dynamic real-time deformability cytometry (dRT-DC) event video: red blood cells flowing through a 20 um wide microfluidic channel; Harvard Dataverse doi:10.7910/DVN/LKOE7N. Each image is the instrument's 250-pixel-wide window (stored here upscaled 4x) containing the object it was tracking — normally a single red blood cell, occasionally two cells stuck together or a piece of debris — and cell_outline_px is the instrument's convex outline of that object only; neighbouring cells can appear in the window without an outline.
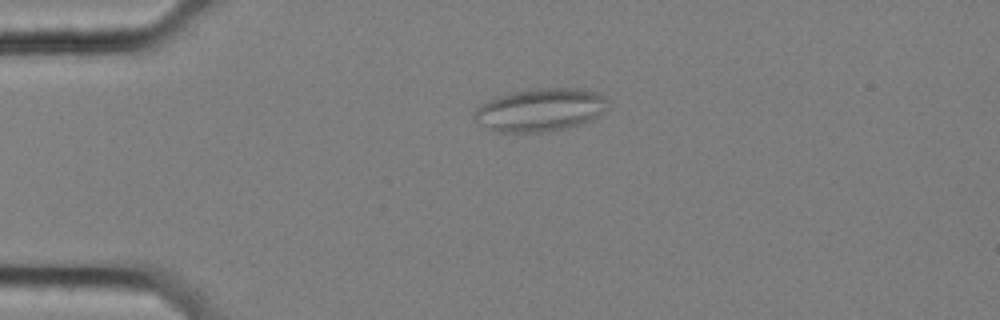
{"species": "common noctule bat (a hibernating species)", "species_latin": "Nyctalus noctula", "temperature_condition": "cold", "stored_images_in_passage": 55, "camera_frame_rate_fps": 3000, "um_per_image_px": 0.085, "animal": {"sex": "female", "body_mass_g": 25.1}, "frame": {"image": 1, "passage_image": 10, "time_ms": 3.0, "image_size_px": [1000, 320], "cell_outline_px": [[608, 108], [604, 112], [592, 120], [568, 128], [540, 132], [496, 132], [488, 128], [476, 120], [472, 116], [476, 108], [480, 104], [496, 96], [528, 88], [580, 88], [600, 92], [608, 96]], "centroid_in_image_um": [45.97, 9.32], "position_along_channel_um": 39.0, "area_um2": 34.04}}
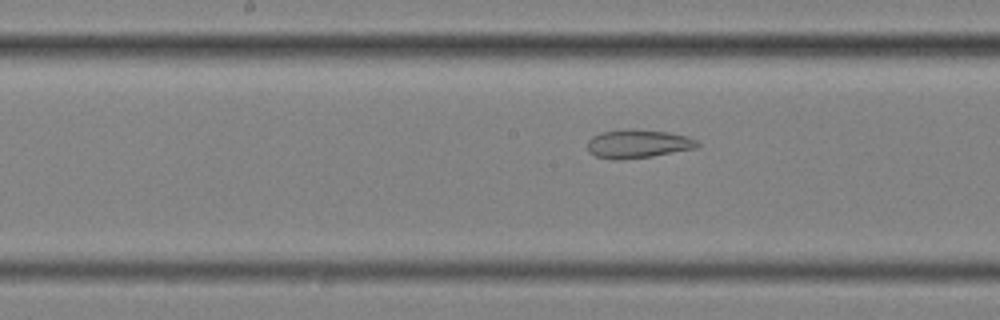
{"frame": {"image": 2, "passage_image": 26, "time_ms": 8.333, "image_size_px": [1000, 320], "cell_outline_px": [[700, 144], [696, 148], [652, 156], [612, 160], [596, 156], [588, 152], [588, 140], [592, 136], [600, 132], [632, 128], [668, 132], [688, 136], [696, 140]], "centroid_in_image_um": [54.21, 12.21], "position_along_channel_um": 194.0, "area_um2": 18.32}}
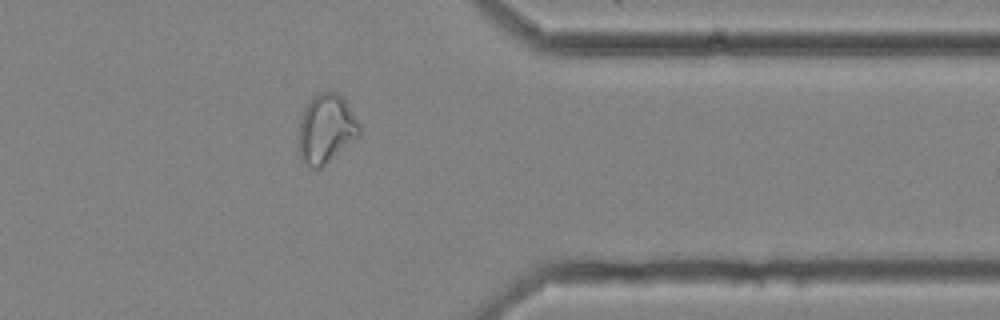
{"frame": {"image": 3, "passage_image": 43, "time_ms": 14.0, "image_size_px": [1000, 320], "cell_outline_px": [[360, 136], [320, 168], [312, 168], [300, 160], [300, 120], [304, 108], [312, 96], [320, 92], [336, 92], [344, 100], [360, 124]], "centroid_in_image_um": [27.72, 10.95], "position_along_channel_um": 383.7, "area_um2": 24.1}}